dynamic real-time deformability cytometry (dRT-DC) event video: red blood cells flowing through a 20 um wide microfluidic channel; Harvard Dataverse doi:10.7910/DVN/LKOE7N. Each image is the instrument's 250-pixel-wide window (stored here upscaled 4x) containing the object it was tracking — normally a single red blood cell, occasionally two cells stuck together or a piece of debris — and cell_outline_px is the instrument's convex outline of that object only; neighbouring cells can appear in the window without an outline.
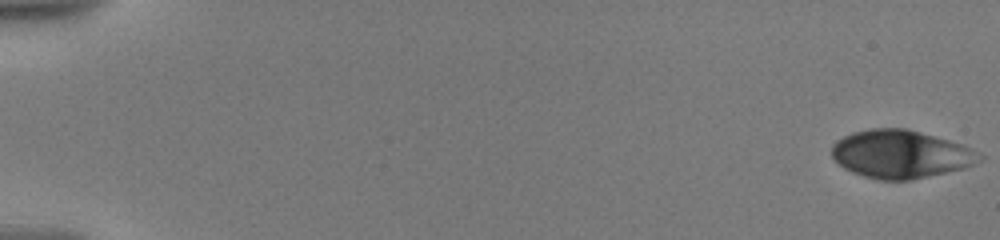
{"species": "human", "species_latin": "Homo sapiens", "temperature_condition": "warm", "stored_images_in_passage": 44, "camera_frame_rate_fps": 3000, "um_per_image_px": 0.085, "donor": {"sex": "male"}, "frame": {"image": 1, "passage_image": 1, "time_ms": 0.0, "image_size_px": [1000, 240], "cell_outline_px": [[984, 156], [980, 160], [964, 168], [908, 180], [880, 180], [864, 176], [852, 172], [844, 168], [832, 156], [832, 144], [836, 140], [852, 132], [868, 128], [904, 128], [920, 132], [948, 140], [960, 144]], "centroid_in_image_um": [76.5, 13.09], "position_along_channel_um": 8.5, "area_um2": 40.86}}
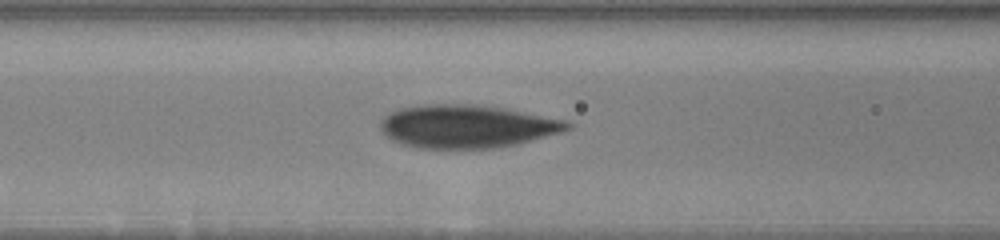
{"frame": {"image": 2, "passage_image": 19, "time_ms": 8.333, "image_size_px": [1000, 240], "cell_outline_px": [[572, 128], [560, 132], [512, 144], [492, 148], [420, 148], [404, 144], [392, 140], [380, 128], [380, 120], [388, 112], [400, 108], [424, 104], [476, 104], [504, 108], [568, 120], [572, 124]], "centroid_in_image_um": [39.66, 10.72], "position_along_channel_um": 126.9, "area_um2": 46.64}}
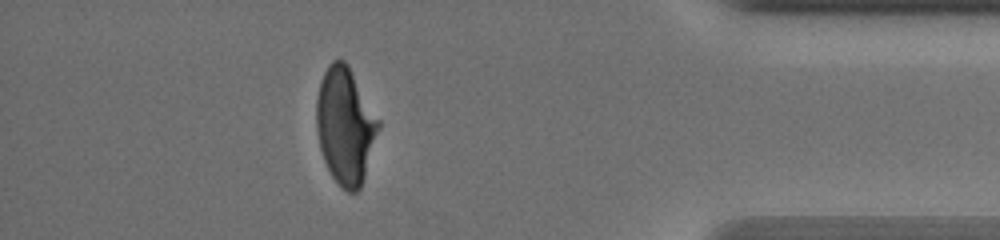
{"frame": {"image": 3, "passage_image": 38, "time_ms": 17.0, "image_size_px": [1000, 240], "cell_outline_px": [[380, 128], [360, 188], [356, 192], [348, 192], [332, 176], [324, 160], [320, 148], [316, 128], [316, 100], [320, 80], [328, 64], [332, 60], [344, 60], [348, 64], [380, 120]], "centroid_in_image_um": [29.34, 10.64], "position_along_channel_um": 405.9, "area_um2": 42.02}, "authors_computed_cell_mechanics": {"area_um2": 42.7431, "velocity_mm_per_s": 3.5898, "shape_relaxation_time_tau1_ms": 4.7996, "shape_relaxation_time_tau2_ms": 1.0276, "deformation_change_tau1": 0.1757, "deformation_change_tau2": 0.0725}}